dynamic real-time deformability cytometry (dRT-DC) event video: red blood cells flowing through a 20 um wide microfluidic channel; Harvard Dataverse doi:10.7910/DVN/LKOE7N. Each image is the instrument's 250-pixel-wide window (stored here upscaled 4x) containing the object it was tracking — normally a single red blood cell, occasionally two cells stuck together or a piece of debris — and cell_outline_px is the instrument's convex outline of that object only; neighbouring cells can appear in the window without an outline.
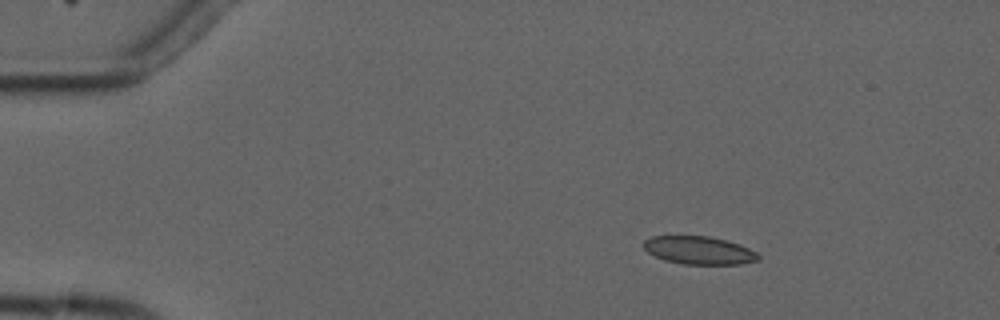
{"species": "common noctule bat (a hibernating species)", "species_latin": "Nyctalus noctula", "temperature_condition": "cold", "stored_images_in_passage": 6, "camera_frame_rate_fps": 3000, "um_per_image_px": 0.085, "animal": {"sex": "male", "forearm_length_mm": 52.5}, "frame": {"image": 1, "passage_image": 2, "time_ms": 1.333, "image_size_px": [1000, 320], "cell_outline_px": [[760, 260], [740, 264], [684, 264], [664, 260], [648, 252], [644, 248], [644, 240], [652, 236], [712, 236], [728, 240], [740, 244], [756, 252], [760, 256]], "centroid_in_image_um": [59.45, 21.27], "position_along_channel_um": 25.6, "area_um2": 18.79}}
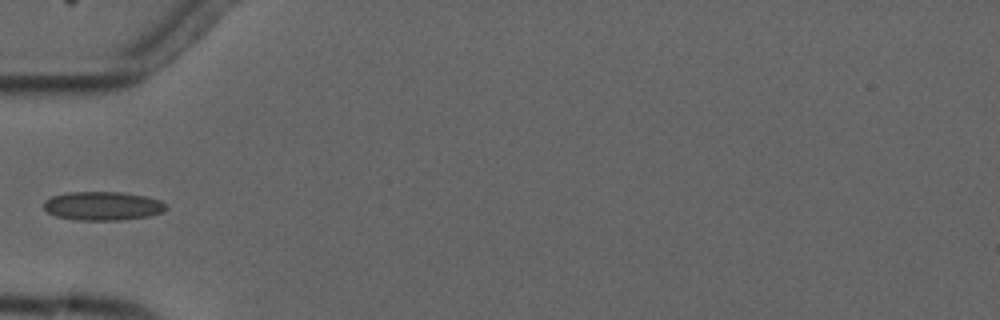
{"frame": {"image": 2, "passage_image": 5, "time_ms": 4.667, "image_size_px": [1000, 320], "cell_outline_px": [[168, 208], [164, 212], [148, 216], [120, 220], [76, 220], [56, 216], [48, 212], [44, 208], [44, 200], [52, 196], [68, 192], [120, 192], [144, 196], [160, 200]], "centroid_in_image_um": [8.72, 17.5], "position_along_channel_um": 76.3, "area_um2": 20.46}}
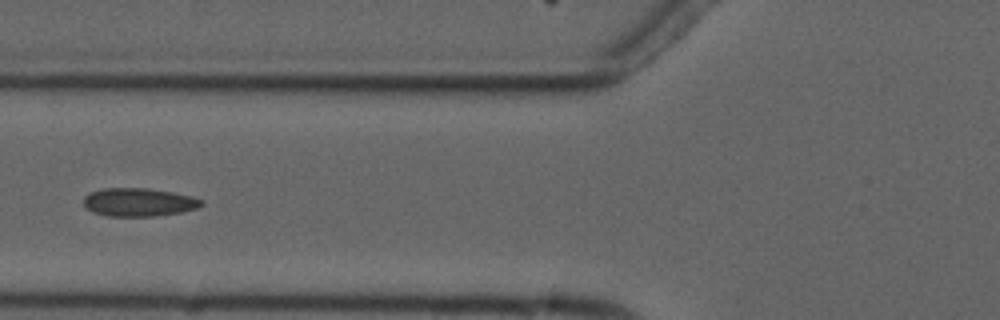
{"frame": {"image": 3, "passage_image": 6, "time_ms": 5.667, "image_size_px": [1000, 320], "cell_outline_px": [[204, 204], [196, 208], [180, 212], [156, 216], [108, 216], [92, 212], [84, 204], [84, 196], [88, 192], [104, 188], [148, 188], [172, 192], [192, 196], [204, 200]], "centroid_in_image_um": [11.79, 17.18], "position_along_channel_um": 114.0, "area_um2": 19.48}}